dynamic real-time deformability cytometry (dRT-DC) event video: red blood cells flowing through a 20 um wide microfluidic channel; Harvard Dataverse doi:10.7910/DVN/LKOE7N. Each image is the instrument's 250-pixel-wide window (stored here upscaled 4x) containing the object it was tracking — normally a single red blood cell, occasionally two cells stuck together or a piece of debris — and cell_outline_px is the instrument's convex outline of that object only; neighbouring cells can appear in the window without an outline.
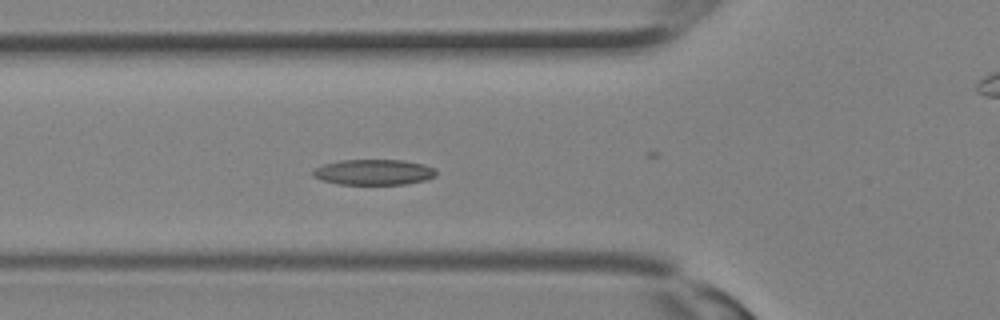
{"species": "Egyptian fruit bat (a non-hibernating species)", "species_latin": "Rousettus aegyptiacus", "temperature_condition": "room temperature", "stored_images_in_passage": 34, "camera_frame_rate_fps": 3000, "um_per_image_px": 0.085, "animal": {"sex": "female"}, "frame": {"image": 1, "passage_image": 13, "time_ms": 4.0, "image_size_px": [1000, 320], "cell_outline_px": [[436, 176], [424, 180], [408, 184], [336, 184], [320, 180], [312, 176], [312, 172], [316, 168], [324, 164], [340, 160], [404, 160], [424, 164], [436, 168]], "centroid_in_image_um": [31.77, 14.63], "position_along_channel_um": 94.0, "area_um2": 18.5}}
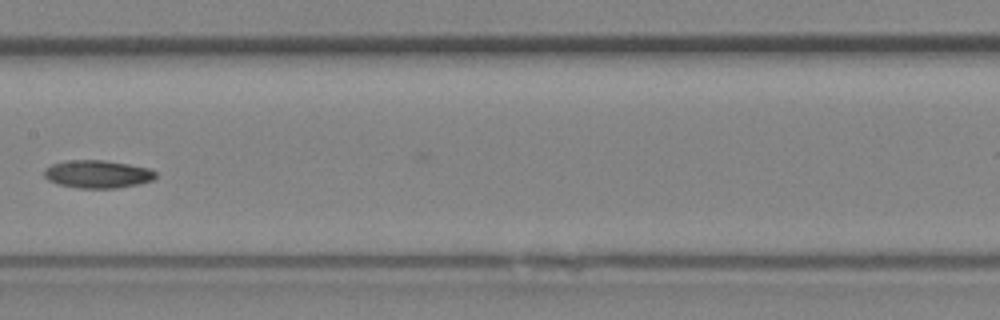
{"frame": {"image": 2, "passage_image": 18, "time_ms": 5.667, "image_size_px": [1000, 320], "cell_outline_px": [[156, 176], [152, 180], [136, 184], [116, 188], [76, 188], [60, 184], [48, 180], [44, 176], [44, 168], [52, 164], [68, 160], [104, 160], [128, 164], [148, 168], [156, 172]], "centroid_in_image_um": [8.26, 14.79], "position_along_channel_um": 199.1, "area_um2": 17.98}}
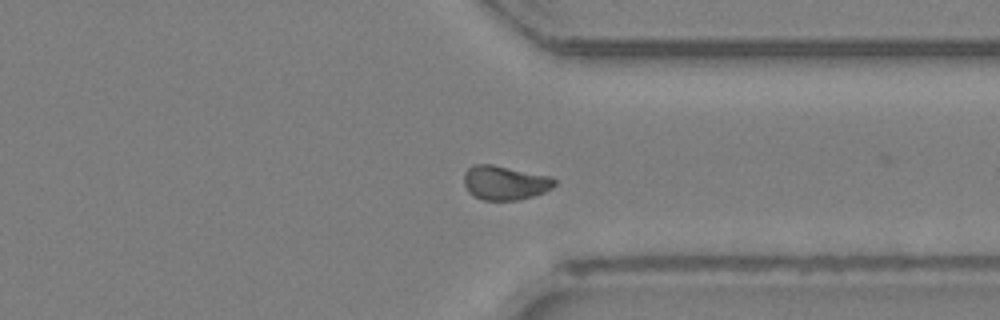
{"frame": {"image": 3, "passage_image": 26, "time_ms": 8.333, "image_size_px": [1000, 320], "cell_outline_px": [[556, 184], [552, 188], [544, 192], [532, 196], [516, 200], [484, 200], [472, 196], [468, 192], [464, 184], [464, 172], [472, 164], [492, 164], [552, 176], [556, 180]], "centroid_in_image_um": [42.91, 15.52], "position_along_channel_um": 368.5, "area_um2": 18.26}}